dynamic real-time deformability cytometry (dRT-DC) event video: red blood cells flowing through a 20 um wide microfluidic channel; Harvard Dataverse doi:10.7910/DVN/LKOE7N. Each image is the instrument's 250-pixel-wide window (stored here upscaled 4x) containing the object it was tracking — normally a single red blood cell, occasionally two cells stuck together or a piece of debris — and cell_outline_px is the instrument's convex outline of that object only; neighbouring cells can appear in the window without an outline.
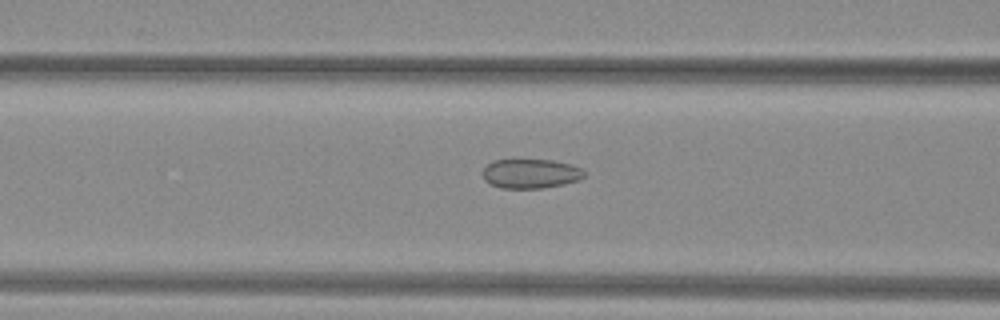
{"species": "common noctule bat (a hibernating species)", "species_latin": "Nyctalus noctula", "temperature_condition": "warm", "stored_images_in_passage": 39, "camera_frame_rate_fps": 3000, "um_per_image_px": 0.085, "animal": {"sex": "female", "body_mass_g": 29.2, "forearm_length_mm": 56.3}, "frame": {"image": 1, "passage_image": 18, "time_ms": 5.667, "image_size_px": [1000, 320], "cell_outline_px": [[584, 176], [580, 180], [564, 184], [544, 188], [500, 188], [484, 180], [480, 172], [492, 160], [552, 160], [568, 164], [580, 168], [584, 172]], "centroid_in_image_um": [45.06, 14.76], "position_along_channel_um": 121.5, "area_um2": 17.4}}
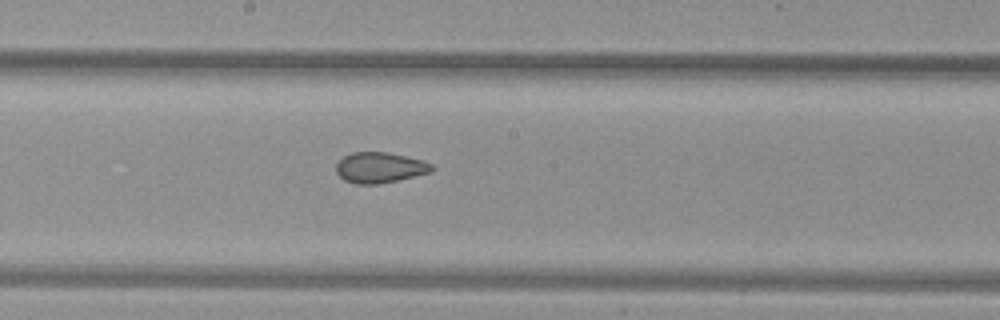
{"frame": {"image": 2, "passage_image": 25, "time_ms": 8.0, "image_size_px": [1000, 320], "cell_outline_px": [[436, 168], [432, 172], [400, 180], [380, 184], [356, 184], [344, 180], [336, 172], [336, 164], [344, 156], [352, 152], [388, 152], [424, 160], [432, 164]], "centroid_in_image_um": [32.33, 14.25], "position_along_channel_um": 215.9, "area_um2": 17.34}}
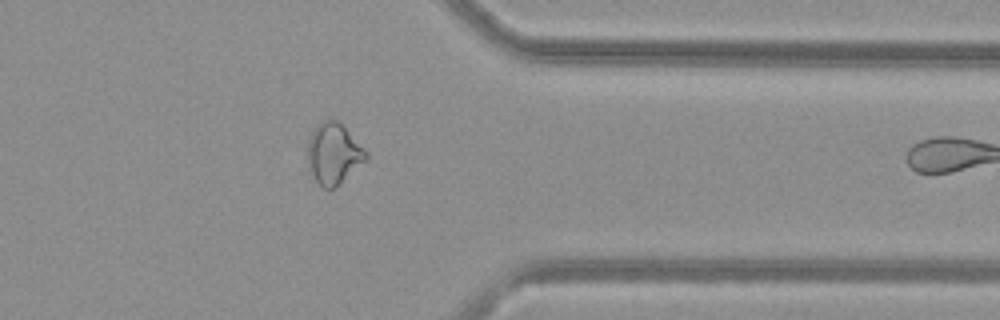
{"frame": {"image": 3, "passage_image": 38, "time_ms": 12.333, "image_size_px": [1000, 320], "cell_outline_px": [[368, 156], [364, 160], [332, 188], [324, 188], [312, 176], [308, 160], [308, 140], [312, 132], [324, 120], [336, 120], [368, 152]], "centroid_in_image_um": [28.33, 13.04], "position_along_channel_um": 383.1, "area_um2": 19.59}}